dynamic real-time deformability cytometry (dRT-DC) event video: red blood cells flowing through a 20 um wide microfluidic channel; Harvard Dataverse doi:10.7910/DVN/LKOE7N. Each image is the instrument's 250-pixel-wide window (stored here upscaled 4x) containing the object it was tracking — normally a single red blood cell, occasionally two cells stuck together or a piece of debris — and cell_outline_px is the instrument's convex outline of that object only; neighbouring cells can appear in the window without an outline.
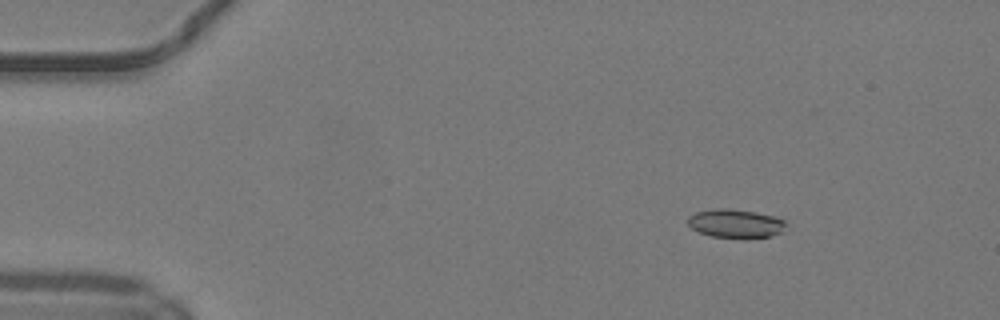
{"species": "common noctule bat (a hibernating species)", "species_latin": "Nyctalus noctula", "temperature_condition": "warm", "stored_images_in_passage": 23, "camera_frame_rate_fps": 3000, "um_per_image_px": 0.085, "animal": {"sex": "male", "body_mass_g": 19.2, "forearm_length_mm": 51.8}, "frame": {"image": 1, "passage_image": 2, "time_ms": 0.333, "image_size_px": [1000, 320], "cell_outline_px": [[784, 232], [772, 236], [712, 236], [700, 232], [692, 228], [688, 224], [688, 216], [696, 212], [716, 208], [728, 208], [756, 212], [776, 216], [784, 220]], "centroid_in_image_um": [62.53, 18.96], "position_along_channel_um": 22.5, "area_um2": 15.95}}
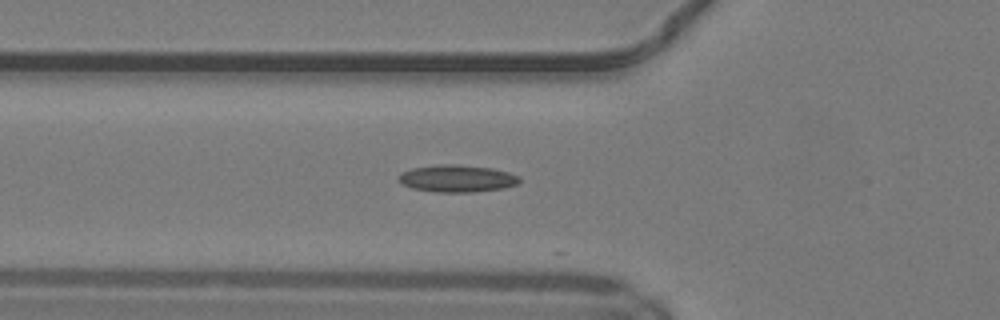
{"frame": {"image": 2, "passage_image": 13, "time_ms": 4.0, "image_size_px": [1000, 320], "cell_outline_px": [[520, 180], [516, 184], [504, 188], [476, 192], [436, 192], [412, 188], [404, 184], [400, 180], [400, 176], [404, 172], [412, 168], [436, 164], [456, 164], [492, 168], [508, 172], [520, 176]], "centroid_in_image_um": [38.9, 15.17], "position_along_channel_um": 86.9, "area_um2": 19.02}}
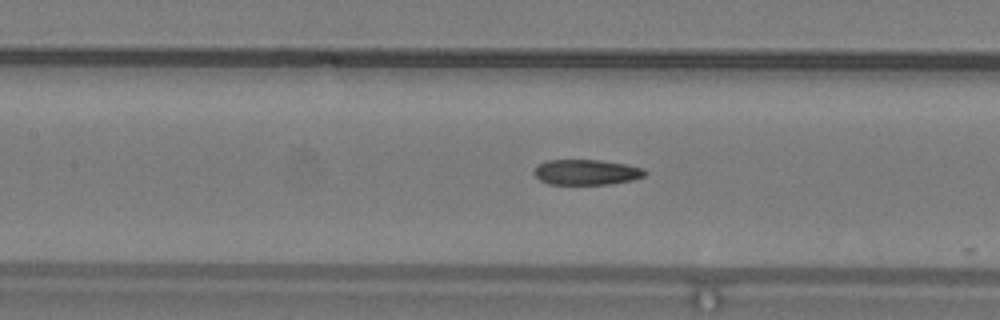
{"frame": {"image": 3, "passage_image": 18, "time_ms": 5.667, "image_size_px": [1000, 320], "cell_outline_px": [[648, 172], [644, 176], [632, 180], [608, 184], [548, 184], [540, 180], [532, 172], [536, 164], [544, 160], [600, 160], [628, 164], [644, 168]], "centroid_in_image_um": [49.82, 14.62], "position_along_channel_um": 157.6, "area_um2": 16.65}}